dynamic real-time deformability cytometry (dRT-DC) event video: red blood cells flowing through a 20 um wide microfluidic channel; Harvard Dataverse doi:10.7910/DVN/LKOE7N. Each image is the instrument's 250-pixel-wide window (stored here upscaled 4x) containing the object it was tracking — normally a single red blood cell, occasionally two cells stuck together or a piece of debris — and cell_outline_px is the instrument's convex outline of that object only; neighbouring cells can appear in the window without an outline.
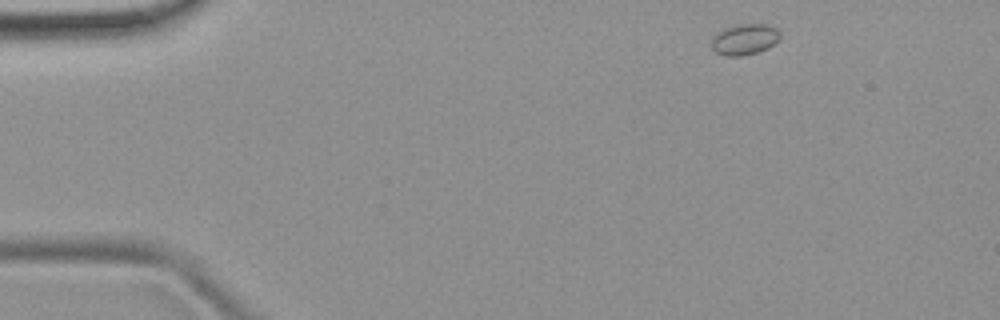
{"species": "common noctule bat (a hibernating species)", "species_latin": "Nyctalus noctula", "temperature_condition": "room temperature", "stored_images_in_passage": 46, "camera_frame_rate_fps": 3000, "um_per_image_px": 0.085, "animal": {"sex": "female", "body_mass_g": 19.9}, "frame": {"image": 1, "passage_image": 1, "time_ms": 0.0, "image_size_px": [1000, 320], "cell_outline_px": [[780, 36], [768, 48], [756, 52], [740, 56], [728, 56], [716, 52], [712, 48], [712, 40], [716, 32], [740, 24], [764, 24], [776, 28], [780, 32]], "centroid_in_image_um": [63.28, 3.34], "position_along_channel_um": 21.7, "area_um2": 12.02}}
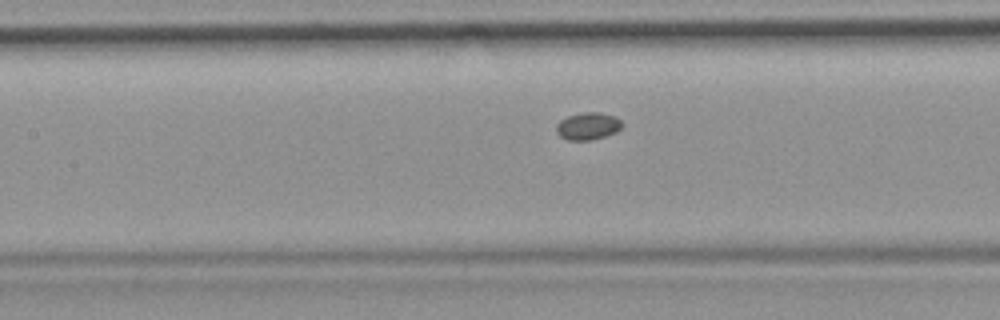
{"frame": {"image": 2, "passage_image": 18, "time_ms": 5.667, "image_size_px": [1000, 320], "cell_outline_px": [[624, 124], [616, 132], [592, 140], [568, 140], [560, 136], [556, 132], [556, 124], [560, 120], [568, 116], [580, 112], [600, 112], [616, 116]], "centroid_in_image_um": [49.97, 10.7], "position_along_channel_um": 157.4, "area_um2": 10.58}}
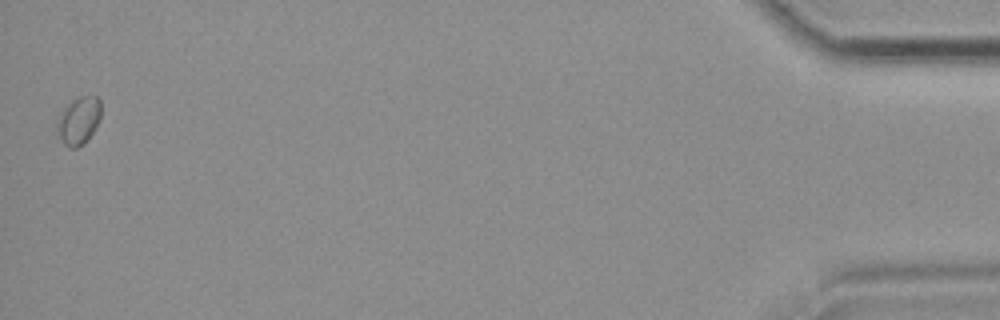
{"frame": {"image": 3, "passage_image": 46, "time_ms": 15.0, "image_size_px": [1000, 320], "cell_outline_px": [[100, 120], [96, 128], [88, 140], [84, 144], [76, 148], [68, 148], [64, 144], [56, 128], [56, 116], [72, 100], [80, 96], [96, 96], [100, 100]], "centroid_in_image_um": [6.68, 10.26], "position_along_channel_um": 428.5, "area_um2": 12.43}}